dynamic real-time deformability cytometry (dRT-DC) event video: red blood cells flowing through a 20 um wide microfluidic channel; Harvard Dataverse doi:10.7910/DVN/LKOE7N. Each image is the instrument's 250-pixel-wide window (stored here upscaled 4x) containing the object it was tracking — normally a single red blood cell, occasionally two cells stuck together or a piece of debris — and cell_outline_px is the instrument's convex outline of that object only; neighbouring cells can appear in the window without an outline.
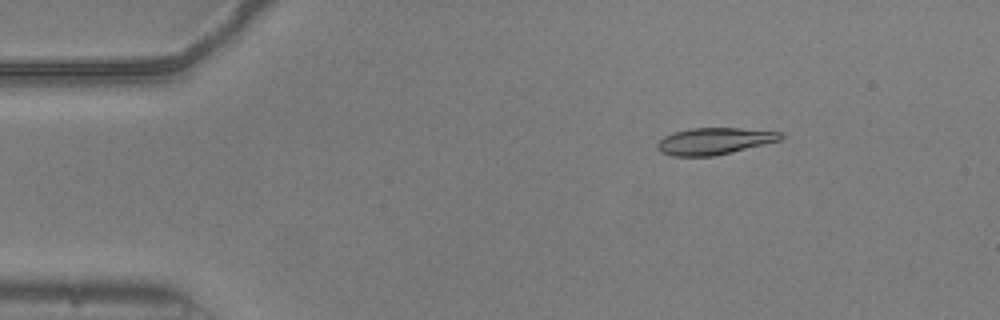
{"species": "common noctule bat (a hibernating species)", "species_latin": "Nyctalus noctula", "temperature_condition": "warm", "stored_images_in_passage": 52, "camera_frame_rate_fps": 3000, "um_per_image_px": 0.085, "animal": {"sex": "male", "body_mass_g": 20.5, "forearm_length_mm": 52.5}, "frame": {"image": 1, "passage_image": 7, "time_ms": 2.0, "image_size_px": [1000, 320], "cell_outline_px": [[784, 136], [780, 140], [712, 156], [672, 156], [660, 152], [656, 148], [656, 144], [664, 136], [676, 132], [692, 128], [740, 128], [784, 132]], "centroid_in_image_um": [60.7, 11.99], "position_along_channel_um": 24.3, "area_um2": 19.02}}
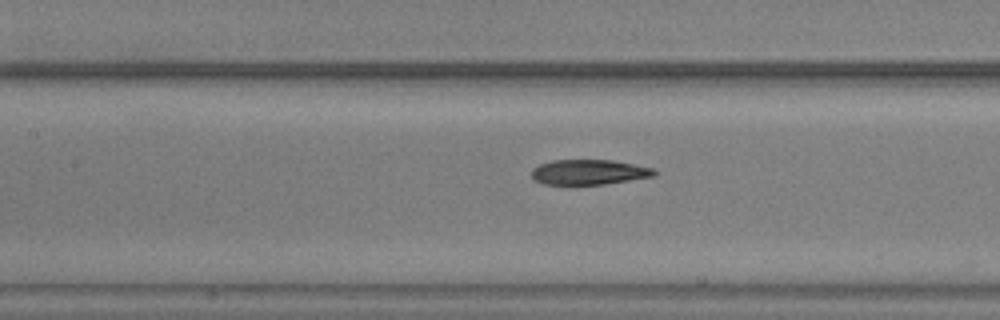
{"frame": {"image": 2, "passage_image": 23, "time_ms": 7.333, "image_size_px": [1000, 320], "cell_outline_px": [[656, 176], [604, 184], [544, 184], [532, 180], [532, 168], [540, 164], [552, 160], [612, 160], [652, 168], [656, 172]], "centroid_in_image_um": [50.03, 14.63], "position_along_channel_um": 157.4, "area_um2": 17.86}}
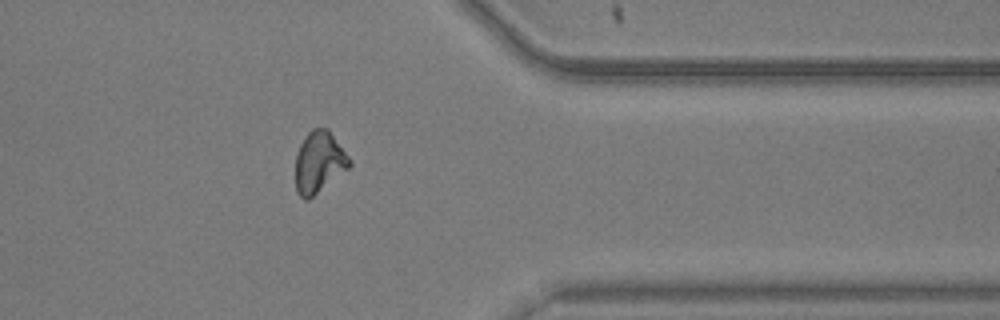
{"frame": {"image": 3, "passage_image": 42, "time_ms": 13.667, "image_size_px": [1000, 320], "cell_outline_px": [[352, 164], [348, 168], [308, 200], [304, 200], [296, 192], [296, 156], [300, 144], [308, 132], [312, 128], [328, 128], [352, 160]], "centroid_in_image_um": [27.12, 13.77], "position_along_channel_um": 384.3, "area_um2": 19.25}, "authors_computed_cell_mechanics": {"area_um2": 19.1029, "velocity_mm_per_s": 3.7849, "shape_relaxation_time_tau1_ms": 6.2919, "shape_relaxation_time_tau2_ms": 3.2481, "deformation_change_tau1": 0.2097, "deformation_change_tau2": 0.0928}}